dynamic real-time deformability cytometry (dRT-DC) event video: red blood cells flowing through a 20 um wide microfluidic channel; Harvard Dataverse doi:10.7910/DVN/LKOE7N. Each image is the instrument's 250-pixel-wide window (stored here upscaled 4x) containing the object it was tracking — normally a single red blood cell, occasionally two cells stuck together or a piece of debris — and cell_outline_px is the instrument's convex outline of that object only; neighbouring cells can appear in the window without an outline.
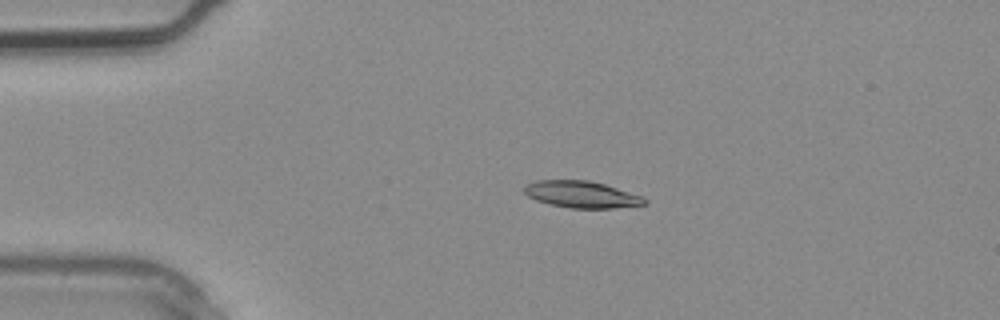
{"species": "common noctule bat (a hibernating species)", "species_latin": "Nyctalus noctula", "temperature_condition": "warm", "stored_images_in_passage": 2, "camera_frame_rate_fps": 3000, "um_per_image_px": 0.085, "animal": {"sex": "male", "body_mass_g": 20.4}, "frame": {"image": 1, "passage_image": 1, "time_ms": 0.0, "image_size_px": [1000, 320], "cell_outline_px": [[648, 204], [612, 208], [572, 208], [552, 204], [536, 200], [528, 196], [524, 192], [524, 184], [536, 180], [588, 180], [604, 184], [644, 196], [648, 200]], "centroid_in_image_um": [49.46, 16.52], "position_along_channel_um": 35.5, "area_um2": 18.79}}